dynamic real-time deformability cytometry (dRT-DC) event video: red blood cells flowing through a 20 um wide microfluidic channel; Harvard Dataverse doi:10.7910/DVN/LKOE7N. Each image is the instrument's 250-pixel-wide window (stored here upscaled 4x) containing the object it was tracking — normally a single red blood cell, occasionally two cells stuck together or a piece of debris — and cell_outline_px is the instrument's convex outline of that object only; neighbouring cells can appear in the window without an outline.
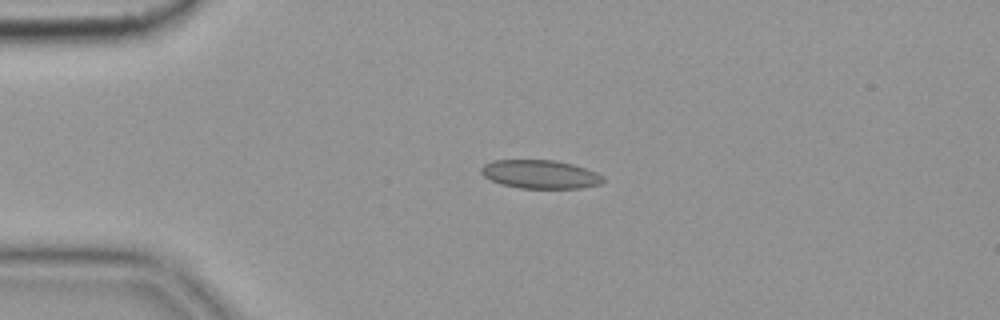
{"species": "common noctule bat (a hibernating species)", "species_latin": "Nyctalus noctula", "temperature_condition": "cold", "stored_images_in_passage": 4, "camera_frame_rate_fps": 3000, "um_per_image_px": 0.085, "animal": {"sex": "female", "body_mass_g": 19.9}, "frame": {"image": 1, "passage_image": 3, "time_ms": 0.667, "image_size_px": [1000, 320], "cell_outline_px": [[604, 180], [600, 184], [580, 188], [520, 188], [500, 184], [484, 176], [480, 172], [480, 168], [484, 164], [492, 160], [556, 160], [572, 164], [596, 172], [604, 176]], "centroid_in_image_um": [45.9, 14.81], "position_along_channel_um": 39.1, "area_um2": 20.29}}